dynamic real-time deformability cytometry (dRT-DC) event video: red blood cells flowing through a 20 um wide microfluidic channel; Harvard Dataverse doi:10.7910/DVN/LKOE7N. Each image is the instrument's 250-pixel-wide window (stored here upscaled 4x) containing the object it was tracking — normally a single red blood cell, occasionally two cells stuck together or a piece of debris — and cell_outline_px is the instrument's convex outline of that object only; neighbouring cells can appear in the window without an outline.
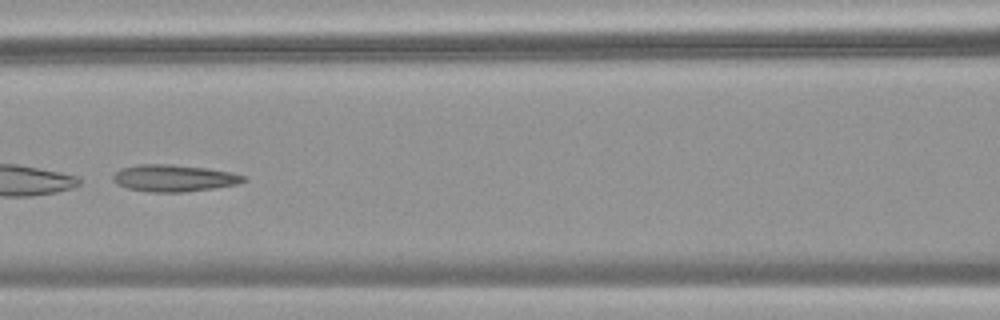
{"species": "common noctule bat (a hibernating species)", "species_latin": "Nyctalus noctula", "temperature_condition": "warm", "stored_images_in_passage": 28, "camera_frame_rate_fps": 3000, "um_per_image_px": 0.085, "animal": {"sex": "female", "body_mass_g": 18.4}, "frame": {"image": 1, "passage_image": 9, "time_ms": 2.667, "image_size_px": [1000, 320], "cell_outline_px": [[248, 180], [236, 184], [212, 188], [184, 192], [148, 192], [128, 188], [116, 184], [112, 180], [112, 176], [116, 172], [124, 168], [140, 164], [172, 164], [208, 168], [232, 172], [248, 176]], "centroid_in_image_um": [14.81, 15.14], "position_along_channel_um": 151.8, "area_um2": 20.52}}